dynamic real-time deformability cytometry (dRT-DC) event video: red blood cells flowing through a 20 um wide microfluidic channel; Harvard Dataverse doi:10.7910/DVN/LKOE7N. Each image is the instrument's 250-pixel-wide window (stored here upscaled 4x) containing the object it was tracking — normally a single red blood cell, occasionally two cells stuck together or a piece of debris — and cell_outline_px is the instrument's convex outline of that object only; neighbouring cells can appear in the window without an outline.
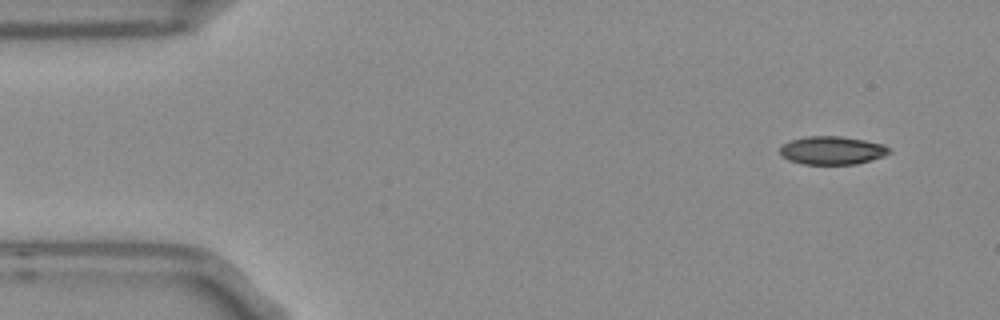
{"species": "Egyptian fruit bat (a non-hibernating species)", "species_latin": "Rousettus aegyptiacus", "temperature_condition": "room temperature", "stored_images_in_passage": 4, "camera_frame_rate_fps": 3000, "um_per_image_px": 0.085, "frame": {"image": 1, "passage_image": 1, "time_ms": 0.0, "image_size_px": [1000, 320], "cell_outline_px": [[892, 152], [884, 156], [872, 160], [856, 164], [804, 164], [788, 160], [780, 152], [780, 148], [788, 140], [804, 136], [840, 136], [864, 140], [884, 144]], "centroid_in_image_um": [70.74, 12.78], "position_along_channel_um": 14.3, "area_um2": 18.03}}
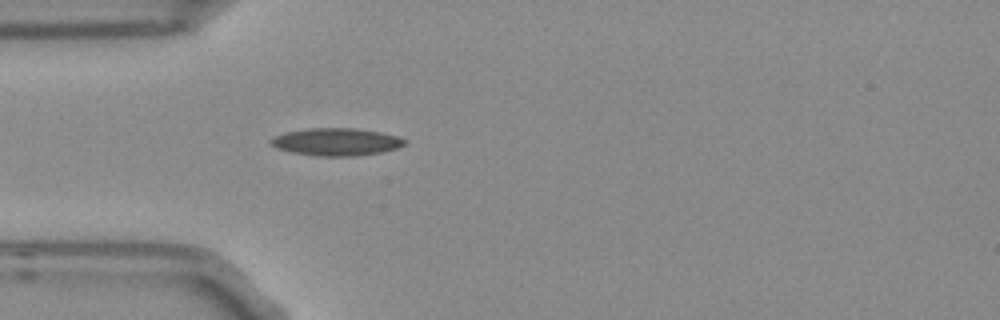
{"frame": {"image": 2, "passage_image": 4, "time_ms": 1.0, "image_size_px": [1000, 320], "cell_outline_px": [[408, 144], [396, 148], [380, 152], [356, 156], [316, 156], [292, 152], [276, 148], [268, 140], [276, 136], [288, 132], [308, 128], [352, 128], [380, 132], [396, 136], [408, 140]], "centroid_in_image_um": [28.61, 12.06], "position_along_channel_um": 56.4, "area_um2": 21.33}}